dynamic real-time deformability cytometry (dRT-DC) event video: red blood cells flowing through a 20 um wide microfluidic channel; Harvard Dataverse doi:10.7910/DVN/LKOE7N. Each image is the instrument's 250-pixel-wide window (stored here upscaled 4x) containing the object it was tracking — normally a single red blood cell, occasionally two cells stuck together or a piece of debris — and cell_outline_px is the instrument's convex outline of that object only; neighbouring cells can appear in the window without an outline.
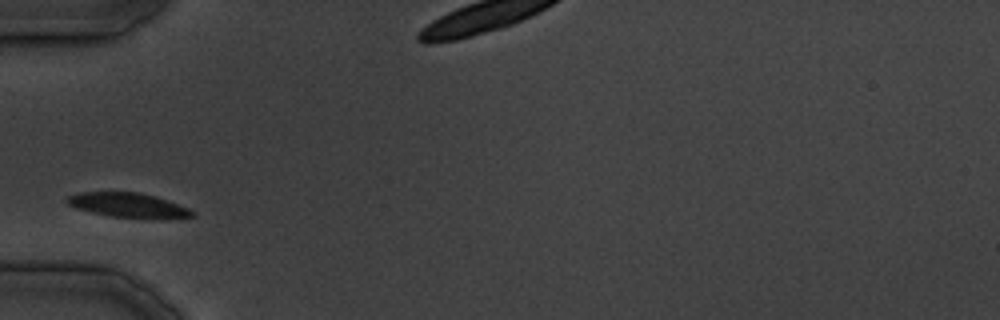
{"species": "common noctule bat (a hibernating species)", "species_latin": "Nyctalus noctula", "temperature_condition": "cold", "stored_images_in_passage": 13, "camera_frame_rate_fps": 3000, "um_per_image_px": 0.085, "animal": {"sex": "male", "body_mass_g": 19.5, "forearm_length_mm": 54.6}, "frame": {"image": 1, "passage_image": 1, "time_ms": 0.0, "image_size_px": [1000, 320], "cell_outline_px": [[196, 212], [192, 216], [112, 216], [92, 212], [76, 208], [68, 204], [64, 200], [68, 196], [76, 192], [140, 192], [168, 200], [188, 208]], "centroid_in_image_um": [10.76, 17.38], "position_along_channel_um": 74.2, "area_um2": 16.99}}